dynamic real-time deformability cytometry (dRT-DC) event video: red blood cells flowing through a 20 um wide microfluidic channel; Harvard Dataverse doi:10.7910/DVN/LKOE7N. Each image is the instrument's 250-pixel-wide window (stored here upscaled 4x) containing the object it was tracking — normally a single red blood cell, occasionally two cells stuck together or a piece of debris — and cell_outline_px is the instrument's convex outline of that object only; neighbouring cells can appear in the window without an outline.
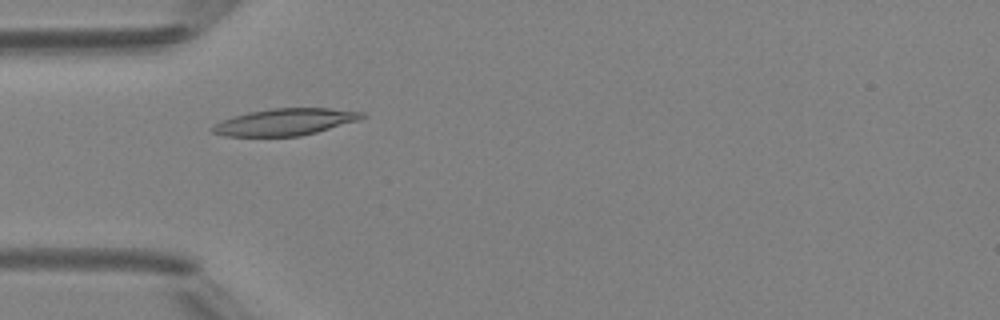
{"species": "Egyptian fruit bat (a non-hibernating species)", "species_latin": "Rousettus aegyptiacus", "temperature_condition": "room temperature", "stored_images_in_passage": 2, "camera_frame_rate_fps": 3000, "um_per_image_px": 0.085, "animal": {"sex": "female"}, "frame": {"image": 1, "passage_image": 1, "time_ms": 0.0, "image_size_px": [1000, 320], "cell_outline_px": [[368, 116], [356, 120], [316, 132], [300, 136], [224, 136], [212, 132], [212, 128], [216, 124], [232, 116], [248, 112], [272, 108], [328, 108], [364, 112]], "centroid_in_image_um": [24.23, 10.36], "position_along_channel_um": 60.8, "area_um2": 23.06}}
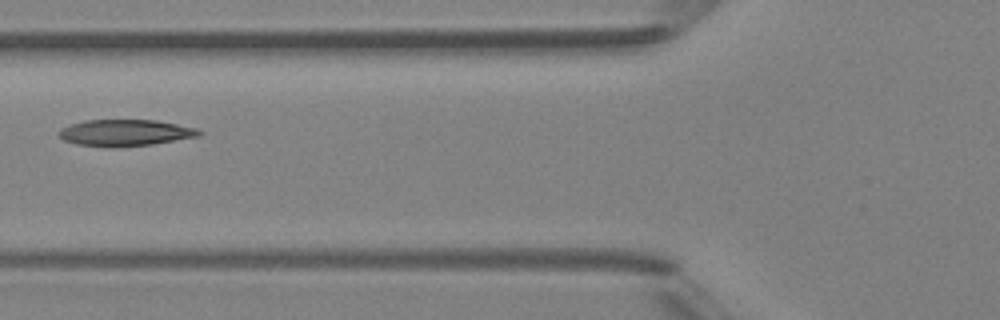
{"frame": {"image": 2, "passage_image": 2, "time_ms": 1.333, "image_size_px": [1000, 320], "cell_outline_px": [[204, 132], [200, 136], [152, 144], [116, 148], [108, 148], [76, 144], [64, 140], [56, 132], [60, 128], [84, 120], [156, 120], [196, 128]], "centroid_in_image_um": [10.62, 11.29], "position_along_channel_um": 115.2, "area_um2": 21.85}}